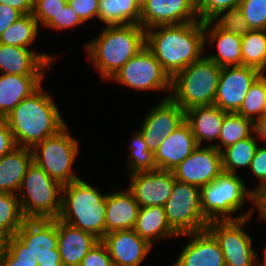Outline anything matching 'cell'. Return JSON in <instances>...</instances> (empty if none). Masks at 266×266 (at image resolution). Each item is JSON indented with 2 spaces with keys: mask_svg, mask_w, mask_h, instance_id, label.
<instances>
[{
  "mask_svg": "<svg viewBox=\"0 0 266 266\" xmlns=\"http://www.w3.org/2000/svg\"><path fill=\"white\" fill-rule=\"evenodd\" d=\"M222 67L203 55L171 79L170 98L184 111L213 105Z\"/></svg>",
  "mask_w": 266,
  "mask_h": 266,
  "instance_id": "5b68a950",
  "label": "cell"
},
{
  "mask_svg": "<svg viewBox=\"0 0 266 266\" xmlns=\"http://www.w3.org/2000/svg\"><path fill=\"white\" fill-rule=\"evenodd\" d=\"M264 249V257L263 259L260 261V263L258 262L259 260L257 259L258 258V253L256 252V263H255V266H266V245H265V248Z\"/></svg>",
  "mask_w": 266,
  "mask_h": 266,
  "instance_id": "f5cc1de1",
  "label": "cell"
},
{
  "mask_svg": "<svg viewBox=\"0 0 266 266\" xmlns=\"http://www.w3.org/2000/svg\"><path fill=\"white\" fill-rule=\"evenodd\" d=\"M249 170L253 173L257 179H259V185L252 189L255 194L259 189L266 185V146L259 144L257 151L250 163Z\"/></svg>",
  "mask_w": 266,
  "mask_h": 266,
  "instance_id": "ee69618b",
  "label": "cell"
},
{
  "mask_svg": "<svg viewBox=\"0 0 266 266\" xmlns=\"http://www.w3.org/2000/svg\"><path fill=\"white\" fill-rule=\"evenodd\" d=\"M44 76L0 74V118H5L24 98L34 93Z\"/></svg>",
  "mask_w": 266,
  "mask_h": 266,
  "instance_id": "484cf974",
  "label": "cell"
},
{
  "mask_svg": "<svg viewBox=\"0 0 266 266\" xmlns=\"http://www.w3.org/2000/svg\"><path fill=\"white\" fill-rule=\"evenodd\" d=\"M110 80L133 90H168L171 93L170 76L146 46L133 56Z\"/></svg>",
  "mask_w": 266,
  "mask_h": 266,
  "instance_id": "8fae6325",
  "label": "cell"
},
{
  "mask_svg": "<svg viewBox=\"0 0 266 266\" xmlns=\"http://www.w3.org/2000/svg\"><path fill=\"white\" fill-rule=\"evenodd\" d=\"M33 162L30 148L15 147L0 159V192L18 194L28 167Z\"/></svg>",
  "mask_w": 266,
  "mask_h": 266,
  "instance_id": "4316f807",
  "label": "cell"
},
{
  "mask_svg": "<svg viewBox=\"0 0 266 266\" xmlns=\"http://www.w3.org/2000/svg\"><path fill=\"white\" fill-rule=\"evenodd\" d=\"M146 47L172 79L204 54V22L159 25L145 30Z\"/></svg>",
  "mask_w": 266,
  "mask_h": 266,
  "instance_id": "6da1fadb",
  "label": "cell"
},
{
  "mask_svg": "<svg viewBox=\"0 0 266 266\" xmlns=\"http://www.w3.org/2000/svg\"><path fill=\"white\" fill-rule=\"evenodd\" d=\"M198 20L196 0H144L139 25L147 30L159 25H177Z\"/></svg>",
  "mask_w": 266,
  "mask_h": 266,
  "instance_id": "9a60e30c",
  "label": "cell"
},
{
  "mask_svg": "<svg viewBox=\"0 0 266 266\" xmlns=\"http://www.w3.org/2000/svg\"><path fill=\"white\" fill-rule=\"evenodd\" d=\"M128 189L139 207L164 206L176 181L173 171L156 169L130 174Z\"/></svg>",
  "mask_w": 266,
  "mask_h": 266,
  "instance_id": "2e32d148",
  "label": "cell"
},
{
  "mask_svg": "<svg viewBox=\"0 0 266 266\" xmlns=\"http://www.w3.org/2000/svg\"><path fill=\"white\" fill-rule=\"evenodd\" d=\"M180 236L191 238L172 266H226L218 242L207 229Z\"/></svg>",
  "mask_w": 266,
  "mask_h": 266,
  "instance_id": "d6986e66",
  "label": "cell"
},
{
  "mask_svg": "<svg viewBox=\"0 0 266 266\" xmlns=\"http://www.w3.org/2000/svg\"><path fill=\"white\" fill-rule=\"evenodd\" d=\"M265 98L264 82L258 77L249 88L244 101L236 113L255 123L265 114Z\"/></svg>",
  "mask_w": 266,
  "mask_h": 266,
  "instance_id": "8d00e7d4",
  "label": "cell"
},
{
  "mask_svg": "<svg viewBox=\"0 0 266 266\" xmlns=\"http://www.w3.org/2000/svg\"><path fill=\"white\" fill-rule=\"evenodd\" d=\"M211 21L222 31L241 37L251 30L239 7L220 11Z\"/></svg>",
  "mask_w": 266,
  "mask_h": 266,
  "instance_id": "74e56055",
  "label": "cell"
},
{
  "mask_svg": "<svg viewBox=\"0 0 266 266\" xmlns=\"http://www.w3.org/2000/svg\"><path fill=\"white\" fill-rule=\"evenodd\" d=\"M265 71H260L259 78L264 82V87L266 90V72ZM265 114H266V98H265Z\"/></svg>",
  "mask_w": 266,
  "mask_h": 266,
  "instance_id": "db71d44e",
  "label": "cell"
},
{
  "mask_svg": "<svg viewBox=\"0 0 266 266\" xmlns=\"http://www.w3.org/2000/svg\"><path fill=\"white\" fill-rule=\"evenodd\" d=\"M253 134L225 148L221 152L222 169L224 172L236 174L237 169H240V167L249 169L250 163L259 146L255 132Z\"/></svg>",
  "mask_w": 266,
  "mask_h": 266,
  "instance_id": "f546056e",
  "label": "cell"
},
{
  "mask_svg": "<svg viewBox=\"0 0 266 266\" xmlns=\"http://www.w3.org/2000/svg\"><path fill=\"white\" fill-rule=\"evenodd\" d=\"M58 251L64 266H80L82 259L100 239L94 234L57 218Z\"/></svg>",
  "mask_w": 266,
  "mask_h": 266,
  "instance_id": "7402d4cb",
  "label": "cell"
},
{
  "mask_svg": "<svg viewBox=\"0 0 266 266\" xmlns=\"http://www.w3.org/2000/svg\"><path fill=\"white\" fill-rule=\"evenodd\" d=\"M67 126L31 149L33 162L62 185L80 178L72 168L79 153V144L70 135Z\"/></svg>",
  "mask_w": 266,
  "mask_h": 266,
  "instance_id": "ba28073f",
  "label": "cell"
},
{
  "mask_svg": "<svg viewBox=\"0 0 266 266\" xmlns=\"http://www.w3.org/2000/svg\"><path fill=\"white\" fill-rule=\"evenodd\" d=\"M204 41L205 45L209 41L210 44L216 43L217 52L206 56L218 66L242 65L241 36L222 31L211 20H208L204 21Z\"/></svg>",
  "mask_w": 266,
  "mask_h": 266,
  "instance_id": "d4e9b609",
  "label": "cell"
},
{
  "mask_svg": "<svg viewBox=\"0 0 266 266\" xmlns=\"http://www.w3.org/2000/svg\"><path fill=\"white\" fill-rule=\"evenodd\" d=\"M38 264H42L44 262H61L60 253H55V255H47L43 257L37 258Z\"/></svg>",
  "mask_w": 266,
  "mask_h": 266,
  "instance_id": "816d5d0a",
  "label": "cell"
},
{
  "mask_svg": "<svg viewBox=\"0 0 266 266\" xmlns=\"http://www.w3.org/2000/svg\"><path fill=\"white\" fill-rule=\"evenodd\" d=\"M145 46V29L139 24H128L104 26L85 49L92 65L107 81Z\"/></svg>",
  "mask_w": 266,
  "mask_h": 266,
  "instance_id": "3957f363",
  "label": "cell"
},
{
  "mask_svg": "<svg viewBox=\"0 0 266 266\" xmlns=\"http://www.w3.org/2000/svg\"><path fill=\"white\" fill-rule=\"evenodd\" d=\"M132 140L129 142L130 154L128 155L129 175L136 172H146L157 169L155 154L148 149L141 132L132 133Z\"/></svg>",
  "mask_w": 266,
  "mask_h": 266,
  "instance_id": "d590c367",
  "label": "cell"
},
{
  "mask_svg": "<svg viewBox=\"0 0 266 266\" xmlns=\"http://www.w3.org/2000/svg\"><path fill=\"white\" fill-rule=\"evenodd\" d=\"M222 172V153L212 146H198L173 170L176 180L199 188Z\"/></svg>",
  "mask_w": 266,
  "mask_h": 266,
  "instance_id": "5bb4252c",
  "label": "cell"
},
{
  "mask_svg": "<svg viewBox=\"0 0 266 266\" xmlns=\"http://www.w3.org/2000/svg\"><path fill=\"white\" fill-rule=\"evenodd\" d=\"M241 0H196V9L200 21H208L220 11L237 8Z\"/></svg>",
  "mask_w": 266,
  "mask_h": 266,
  "instance_id": "60d3db41",
  "label": "cell"
},
{
  "mask_svg": "<svg viewBox=\"0 0 266 266\" xmlns=\"http://www.w3.org/2000/svg\"><path fill=\"white\" fill-rule=\"evenodd\" d=\"M238 7L251 30H266V0H241Z\"/></svg>",
  "mask_w": 266,
  "mask_h": 266,
  "instance_id": "f35d334b",
  "label": "cell"
},
{
  "mask_svg": "<svg viewBox=\"0 0 266 266\" xmlns=\"http://www.w3.org/2000/svg\"><path fill=\"white\" fill-rule=\"evenodd\" d=\"M227 113L215 105L197 106L185 111V120L189 123L198 146H202V142L206 140L212 142L206 146L217 149V140Z\"/></svg>",
  "mask_w": 266,
  "mask_h": 266,
  "instance_id": "603a6c76",
  "label": "cell"
},
{
  "mask_svg": "<svg viewBox=\"0 0 266 266\" xmlns=\"http://www.w3.org/2000/svg\"><path fill=\"white\" fill-rule=\"evenodd\" d=\"M254 132V122L252 120L237 113H227L224 116L217 150L222 152L234 143L250 137Z\"/></svg>",
  "mask_w": 266,
  "mask_h": 266,
  "instance_id": "1f68e13d",
  "label": "cell"
},
{
  "mask_svg": "<svg viewBox=\"0 0 266 266\" xmlns=\"http://www.w3.org/2000/svg\"><path fill=\"white\" fill-rule=\"evenodd\" d=\"M80 266H114L105 244L100 240L82 259Z\"/></svg>",
  "mask_w": 266,
  "mask_h": 266,
  "instance_id": "7bdbcfd3",
  "label": "cell"
},
{
  "mask_svg": "<svg viewBox=\"0 0 266 266\" xmlns=\"http://www.w3.org/2000/svg\"><path fill=\"white\" fill-rule=\"evenodd\" d=\"M37 257L15 235L2 240L0 266H38Z\"/></svg>",
  "mask_w": 266,
  "mask_h": 266,
  "instance_id": "e575fe53",
  "label": "cell"
},
{
  "mask_svg": "<svg viewBox=\"0 0 266 266\" xmlns=\"http://www.w3.org/2000/svg\"><path fill=\"white\" fill-rule=\"evenodd\" d=\"M39 24L33 14H26L15 21L0 36V43L10 46H30L38 36Z\"/></svg>",
  "mask_w": 266,
  "mask_h": 266,
  "instance_id": "836d02e7",
  "label": "cell"
},
{
  "mask_svg": "<svg viewBox=\"0 0 266 266\" xmlns=\"http://www.w3.org/2000/svg\"><path fill=\"white\" fill-rule=\"evenodd\" d=\"M17 147L32 149L67 124L42 85L24 98L5 118Z\"/></svg>",
  "mask_w": 266,
  "mask_h": 266,
  "instance_id": "7a4b0ae2",
  "label": "cell"
},
{
  "mask_svg": "<svg viewBox=\"0 0 266 266\" xmlns=\"http://www.w3.org/2000/svg\"><path fill=\"white\" fill-rule=\"evenodd\" d=\"M153 246L154 241L180 237L169 225L163 206L141 207L133 229Z\"/></svg>",
  "mask_w": 266,
  "mask_h": 266,
  "instance_id": "83f0119b",
  "label": "cell"
},
{
  "mask_svg": "<svg viewBox=\"0 0 266 266\" xmlns=\"http://www.w3.org/2000/svg\"><path fill=\"white\" fill-rule=\"evenodd\" d=\"M255 134L258 140L261 138L266 145V114L261 116L255 123Z\"/></svg>",
  "mask_w": 266,
  "mask_h": 266,
  "instance_id": "f907efd6",
  "label": "cell"
},
{
  "mask_svg": "<svg viewBox=\"0 0 266 266\" xmlns=\"http://www.w3.org/2000/svg\"><path fill=\"white\" fill-rule=\"evenodd\" d=\"M114 266H139L152 249L133 229L107 233L101 239Z\"/></svg>",
  "mask_w": 266,
  "mask_h": 266,
  "instance_id": "e0dca14e",
  "label": "cell"
},
{
  "mask_svg": "<svg viewBox=\"0 0 266 266\" xmlns=\"http://www.w3.org/2000/svg\"><path fill=\"white\" fill-rule=\"evenodd\" d=\"M63 185L34 162L28 167L17 194L26 219H57Z\"/></svg>",
  "mask_w": 266,
  "mask_h": 266,
  "instance_id": "52a82bcc",
  "label": "cell"
},
{
  "mask_svg": "<svg viewBox=\"0 0 266 266\" xmlns=\"http://www.w3.org/2000/svg\"><path fill=\"white\" fill-rule=\"evenodd\" d=\"M15 236L37 258L59 253L57 219H26Z\"/></svg>",
  "mask_w": 266,
  "mask_h": 266,
  "instance_id": "44dd1931",
  "label": "cell"
},
{
  "mask_svg": "<svg viewBox=\"0 0 266 266\" xmlns=\"http://www.w3.org/2000/svg\"><path fill=\"white\" fill-rule=\"evenodd\" d=\"M200 188L176 180L172 194L164 204V212L170 227L178 234L205 230L209 221L201 207Z\"/></svg>",
  "mask_w": 266,
  "mask_h": 266,
  "instance_id": "9c48e42d",
  "label": "cell"
},
{
  "mask_svg": "<svg viewBox=\"0 0 266 266\" xmlns=\"http://www.w3.org/2000/svg\"><path fill=\"white\" fill-rule=\"evenodd\" d=\"M245 184L238 174L223 171L213 181L202 186L200 197L204 217L209 222L251 217L253 207L247 212L233 217L245 205L246 200L252 201L254 204L255 194L246 188Z\"/></svg>",
  "mask_w": 266,
  "mask_h": 266,
  "instance_id": "8992f818",
  "label": "cell"
},
{
  "mask_svg": "<svg viewBox=\"0 0 266 266\" xmlns=\"http://www.w3.org/2000/svg\"><path fill=\"white\" fill-rule=\"evenodd\" d=\"M100 0H67L83 23L96 17L98 19V8Z\"/></svg>",
  "mask_w": 266,
  "mask_h": 266,
  "instance_id": "f6af8a7d",
  "label": "cell"
},
{
  "mask_svg": "<svg viewBox=\"0 0 266 266\" xmlns=\"http://www.w3.org/2000/svg\"><path fill=\"white\" fill-rule=\"evenodd\" d=\"M106 196L80 178L65 184L58 219L101 240L106 234Z\"/></svg>",
  "mask_w": 266,
  "mask_h": 266,
  "instance_id": "277c9868",
  "label": "cell"
},
{
  "mask_svg": "<svg viewBox=\"0 0 266 266\" xmlns=\"http://www.w3.org/2000/svg\"><path fill=\"white\" fill-rule=\"evenodd\" d=\"M260 71L249 66L222 67L217 91L215 106L228 113H236Z\"/></svg>",
  "mask_w": 266,
  "mask_h": 266,
  "instance_id": "7c38bea8",
  "label": "cell"
},
{
  "mask_svg": "<svg viewBox=\"0 0 266 266\" xmlns=\"http://www.w3.org/2000/svg\"><path fill=\"white\" fill-rule=\"evenodd\" d=\"M185 121V111L170 95L147 113L140 128L148 149L155 154L163 140Z\"/></svg>",
  "mask_w": 266,
  "mask_h": 266,
  "instance_id": "4fadbf2b",
  "label": "cell"
},
{
  "mask_svg": "<svg viewBox=\"0 0 266 266\" xmlns=\"http://www.w3.org/2000/svg\"><path fill=\"white\" fill-rule=\"evenodd\" d=\"M254 206L259 213V219L266 222V185L255 193Z\"/></svg>",
  "mask_w": 266,
  "mask_h": 266,
  "instance_id": "c3c4849f",
  "label": "cell"
},
{
  "mask_svg": "<svg viewBox=\"0 0 266 266\" xmlns=\"http://www.w3.org/2000/svg\"><path fill=\"white\" fill-rule=\"evenodd\" d=\"M38 266H64L62 262H44Z\"/></svg>",
  "mask_w": 266,
  "mask_h": 266,
  "instance_id": "11a10c76",
  "label": "cell"
},
{
  "mask_svg": "<svg viewBox=\"0 0 266 266\" xmlns=\"http://www.w3.org/2000/svg\"><path fill=\"white\" fill-rule=\"evenodd\" d=\"M250 218L209 222L206 229L218 242L226 266H255L256 250L252 238L243 230Z\"/></svg>",
  "mask_w": 266,
  "mask_h": 266,
  "instance_id": "30bf717a",
  "label": "cell"
},
{
  "mask_svg": "<svg viewBox=\"0 0 266 266\" xmlns=\"http://www.w3.org/2000/svg\"><path fill=\"white\" fill-rule=\"evenodd\" d=\"M25 220L18 196L0 192V240L15 235Z\"/></svg>",
  "mask_w": 266,
  "mask_h": 266,
  "instance_id": "4dcf8cb0",
  "label": "cell"
},
{
  "mask_svg": "<svg viewBox=\"0 0 266 266\" xmlns=\"http://www.w3.org/2000/svg\"><path fill=\"white\" fill-rule=\"evenodd\" d=\"M0 3L10 5L23 15L31 14L33 11V0H0Z\"/></svg>",
  "mask_w": 266,
  "mask_h": 266,
  "instance_id": "681fc988",
  "label": "cell"
},
{
  "mask_svg": "<svg viewBox=\"0 0 266 266\" xmlns=\"http://www.w3.org/2000/svg\"><path fill=\"white\" fill-rule=\"evenodd\" d=\"M141 3L138 0H100L98 20L108 25L140 24Z\"/></svg>",
  "mask_w": 266,
  "mask_h": 266,
  "instance_id": "f1b7e54d",
  "label": "cell"
},
{
  "mask_svg": "<svg viewBox=\"0 0 266 266\" xmlns=\"http://www.w3.org/2000/svg\"><path fill=\"white\" fill-rule=\"evenodd\" d=\"M53 59L47 53L37 54L26 47L0 43V74L44 76V71L52 66Z\"/></svg>",
  "mask_w": 266,
  "mask_h": 266,
  "instance_id": "ac0fdd59",
  "label": "cell"
},
{
  "mask_svg": "<svg viewBox=\"0 0 266 266\" xmlns=\"http://www.w3.org/2000/svg\"><path fill=\"white\" fill-rule=\"evenodd\" d=\"M22 16L23 14L19 10L12 8L8 4L0 3V36Z\"/></svg>",
  "mask_w": 266,
  "mask_h": 266,
  "instance_id": "7dc6e473",
  "label": "cell"
},
{
  "mask_svg": "<svg viewBox=\"0 0 266 266\" xmlns=\"http://www.w3.org/2000/svg\"><path fill=\"white\" fill-rule=\"evenodd\" d=\"M16 146L8 123L4 118H0V159L11 152Z\"/></svg>",
  "mask_w": 266,
  "mask_h": 266,
  "instance_id": "bcb514c9",
  "label": "cell"
},
{
  "mask_svg": "<svg viewBox=\"0 0 266 266\" xmlns=\"http://www.w3.org/2000/svg\"><path fill=\"white\" fill-rule=\"evenodd\" d=\"M83 24L81 19L77 16L72 7L67 3L64 8L54 17L45 27L55 30H64L74 28Z\"/></svg>",
  "mask_w": 266,
  "mask_h": 266,
  "instance_id": "b9f144b4",
  "label": "cell"
},
{
  "mask_svg": "<svg viewBox=\"0 0 266 266\" xmlns=\"http://www.w3.org/2000/svg\"><path fill=\"white\" fill-rule=\"evenodd\" d=\"M139 209V204L128 188L125 191L107 194L106 234L118 230L134 229Z\"/></svg>",
  "mask_w": 266,
  "mask_h": 266,
  "instance_id": "cb8c5ba5",
  "label": "cell"
},
{
  "mask_svg": "<svg viewBox=\"0 0 266 266\" xmlns=\"http://www.w3.org/2000/svg\"><path fill=\"white\" fill-rule=\"evenodd\" d=\"M242 65L266 70V30H250L242 36Z\"/></svg>",
  "mask_w": 266,
  "mask_h": 266,
  "instance_id": "d6a6232c",
  "label": "cell"
},
{
  "mask_svg": "<svg viewBox=\"0 0 266 266\" xmlns=\"http://www.w3.org/2000/svg\"><path fill=\"white\" fill-rule=\"evenodd\" d=\"M67 3V0H33V17L45 27Z\"/></svg>",
  "mask_w": 266,
  "mask_h": 266,
  "instance_id": "ab89813d",
  "label": "cell"
},
{
  "mask_svg": "<svg viewBox=\"0 0 266 266\" xmlns=\"http://www.w3.org/2000/svg\"><path fill=\"white\" fill-rule=\"evenodd\" d=\"M197 147L191 127L185 120L159 145L155 152L157 169L175 170Z\"/></svg>",
  "mask_w": 266,
  "mask_h": 266,
  "instance_id": "ffe728a7",
  "label": "cell"
}]
</instances>
